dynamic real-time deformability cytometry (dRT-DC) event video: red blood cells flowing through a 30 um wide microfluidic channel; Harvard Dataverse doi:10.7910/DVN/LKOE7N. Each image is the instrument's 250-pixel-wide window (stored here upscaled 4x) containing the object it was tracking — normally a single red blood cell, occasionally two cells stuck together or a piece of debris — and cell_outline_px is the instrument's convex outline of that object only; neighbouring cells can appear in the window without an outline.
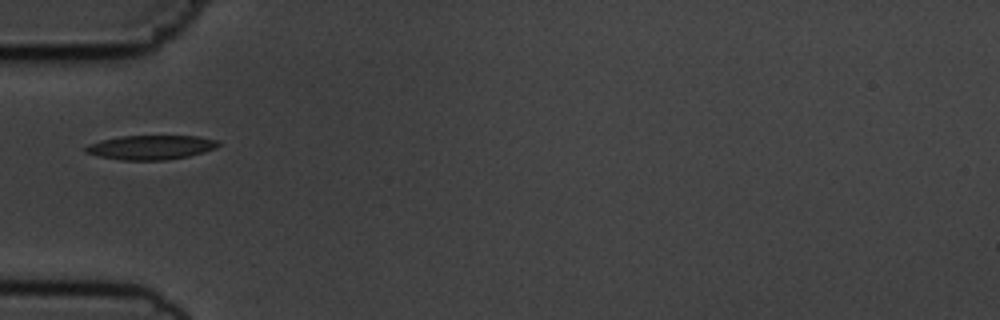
{"species": "common noctule bat (a hibernating species)", "species_latin": "Nyctalus noctula", "temperature_condition": "cold", "stored_images_in_passage": 38, "camera_frame_rate_fps": 3000, "um_per_image_px": 0.085, "animal": {"sex": "male", "body_mass_g": 19.5, "forearm_length_mm": 54.6}, "frame": {"image": 1, "passage_image": 1, "time_ms": 0.0, "image_size_px": [1000, 320], "cell_outline_px": [[220, 144], [216, 148], [204, 152], [188, 156], [168, 160], [120, 160], [96, 156], [84, 152], [84, 148], [88, 144], [100, 140], [120, 136], [200, 136], [220, 140]], "centroid_in_image_um": [12.82, 12.52], "position_along_channel_um": 72.2, "area_um2": 19.07}}
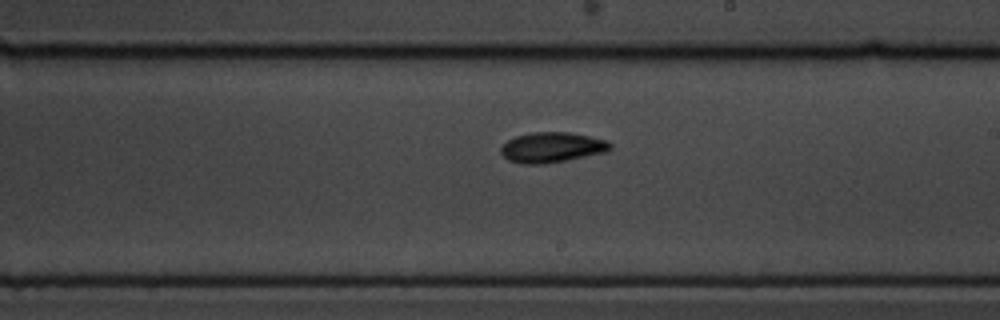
{"frame": {"image": 2, "passage_image": 15, "time_ms": 4.667, "image_size_px": [1000, 320], "cell_outline_px": [[612, 148], [608, 152], [544, 164], [520, 164], [508, 160], [500, 152], [500, 148], [508, 140], [516, 136], [532, 132], [568, 132], [608, 140], [612, 144]], "centroid_in_image_um": [46.93, 12.53], "position_along_channel_um": 242.1, "area_um2": 19.36}}
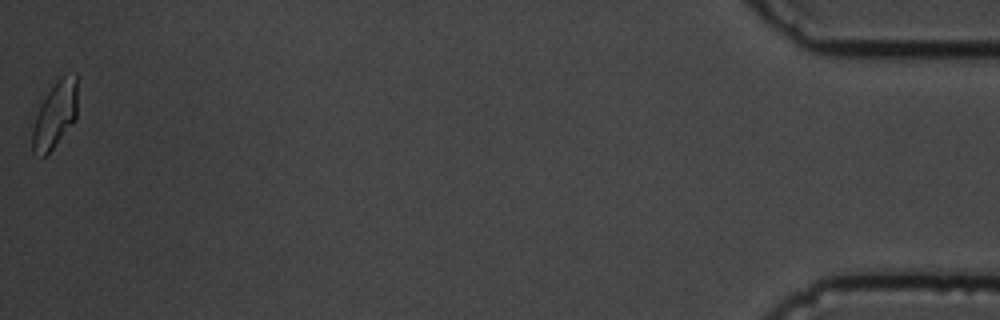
{"frame": {"image": 3, "passage_image": 38, "time_ms": 12.333, "image_size_px": [1000, 320], "cell_outline_px": [[76, 120], [52, 148], [44, 156], [40, 156], [32, 152], [28, 120], [56, 80], [60, 76], [76, 72]], "centroid_in_image_um": [4.57, 9.77], "position_along_channel_um": 430.6, "area_um2": 18.32}, "authors_computed_cell_mechanics": {"area_um2": 17.7735, "velocity_mm_per_s": 3.6532, "shape_relaxation_time_tau1_ms": 4.2589, "shape_relaxation_time_tau2_ms": 1.9848, "deformation_change_tau1": 0.1365, "deformation_change_tau2": 0.0634}}